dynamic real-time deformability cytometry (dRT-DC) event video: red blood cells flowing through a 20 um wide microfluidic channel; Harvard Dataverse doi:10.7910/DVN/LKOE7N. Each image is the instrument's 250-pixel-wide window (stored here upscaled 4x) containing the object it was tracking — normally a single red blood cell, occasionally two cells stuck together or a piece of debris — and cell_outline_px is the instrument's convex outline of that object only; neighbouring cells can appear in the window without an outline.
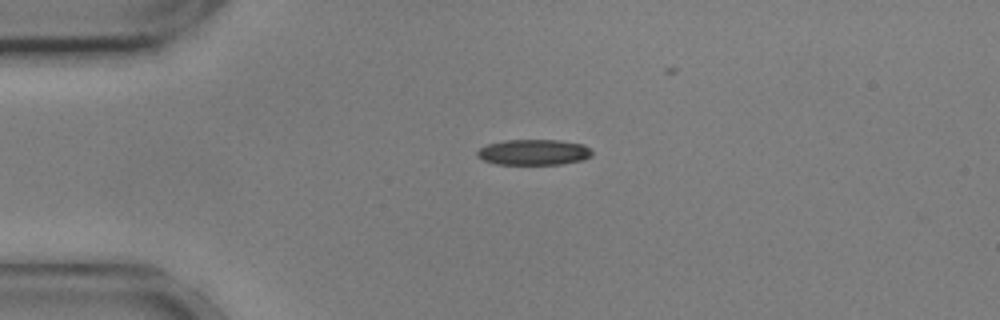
{"species": "common noctule bat (a hibernating species)", "species_latin": "Nyctalus noctula", "temperature_condition": "cold", "stored_images_in_passage": 32, "camera_frame_rate_fps": 3000, "um_per_image_px": 0.085, "animal": {"sex": "male", "body_mass_g": 17.9, "forearm_length_mm": 54.2}, "frame": {"image": 1, "passage_image": 1, "time_ms": 0.0, "image_size_px": [1000, 320], "cell_outline_px": [[592, 156], [584, 160], [560, 164], [496, 164], [484, 160], [476, 156], [476, 152], [480, 148], [488, 144], [504, 140], [560, 140], [584, 144], [592, 152]], "centroid_in_image_um": [45.37, 12.94], "position_along_channel_um": 39.6, "area_um2": 17.22}}